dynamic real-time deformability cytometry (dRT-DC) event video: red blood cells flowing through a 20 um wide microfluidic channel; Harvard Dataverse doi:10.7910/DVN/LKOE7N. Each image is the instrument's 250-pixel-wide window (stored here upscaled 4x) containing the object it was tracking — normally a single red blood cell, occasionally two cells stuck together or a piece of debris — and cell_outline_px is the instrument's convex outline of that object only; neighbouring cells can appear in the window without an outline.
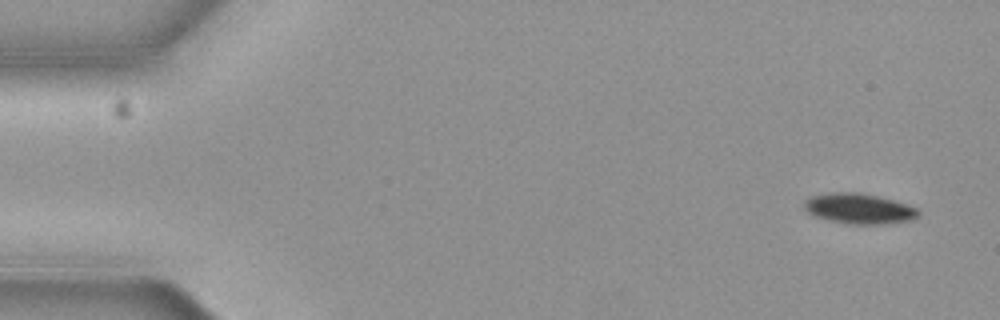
{"species": "common noctule bat (a hibernating species)", "species_latin": "Nyctalus noctula", "temperature_condition": "cold", "stored_images_in_passage": 5, "camera_frame_rate_fps": 3000, "um_per_image_px": 0.085, "animal": {"sex": "female", "body_mass_g": 19.3, "forearm_length_mm": 54.1}, "frame": {"image": 1, "passage_image": 1, "time_ms": 0.0, "image_size_px": [1000, 320], "cell_outline_px": [[920, 216], [916, 220], [884, 224], [844, 224], [828, 220], [816, 216], [808, 212], [804, 208], [804, 200], [812, 196], [828, 192], [860, 192], [892, 200], [916, 208], [920, 212]], "centroid_in_image_um": [73.03, 17.74], "position_along_channel_um": 12.0, "area_um2": 20.35}}
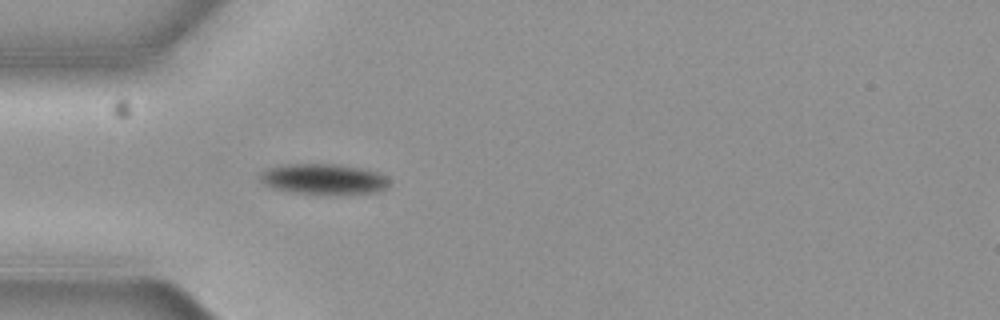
{"frame": {"image": 2, "passage_image": 5, "time_ms": 1.333, "image_size_px": [1000, 320], "cell_outline_px": [[392, 180], [388, 188], [380, 192], [296, 192], [272, 188], [264, 184], [260, 180], [260, 172], [264, 168], [284, 164], [336, 164], [360, 168], [380, 172], [388, 176]], "centroid_in_image_um": [27.53, 15.18], "position_along_channel_um": 57.5, "area_um2": 22.72}}